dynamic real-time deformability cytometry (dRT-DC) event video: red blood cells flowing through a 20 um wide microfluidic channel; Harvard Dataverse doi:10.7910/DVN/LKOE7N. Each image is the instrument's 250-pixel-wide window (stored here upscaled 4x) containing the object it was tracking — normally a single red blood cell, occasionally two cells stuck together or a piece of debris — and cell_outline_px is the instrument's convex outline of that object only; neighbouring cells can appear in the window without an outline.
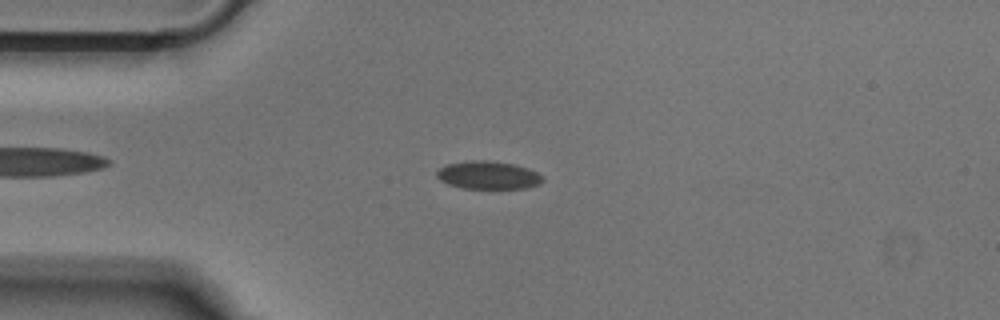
{"species": "Egyptian fruit bat (a non-hibernating species)", "species_latin": "Rousettus aegyptiacus", "temperature_condition": "cold", "stored_images_in_passage": 42, "camera_frame_rate_fps": 3000, "um_per_image_px": 0.085, "animal": {"sex": "male"}, "frame": {"image": 1, "passage_image": 3, "time_ms": 0.667, "image_size_px": [1000, 320], "cell_outline_px": [[544, 180], [540, 184], [524, 188], [464, 188], [448, 184], [440, 180], [436, 176], [436, 172], [444, 164], [472, 160], [488, 160], [512, 164], [528, 168], [544, 176]], "centroid_in_image_um": [41.49, 14.88], "position_along_channel_um": 43.5, "area_um2": 17.28}}
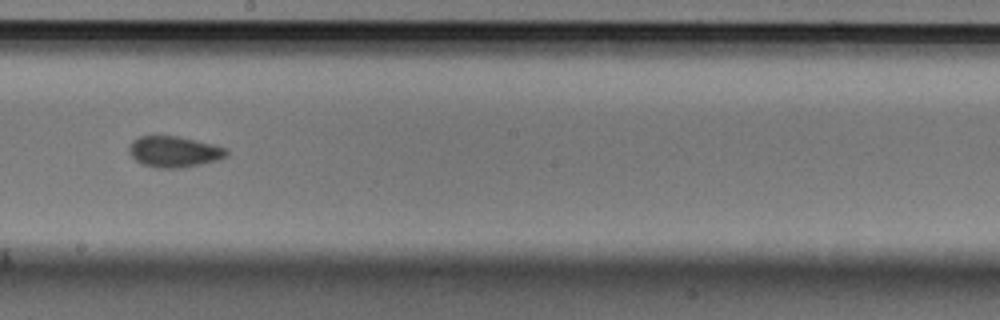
{"frame": {"image": 2, "passage_image": 19, "time_ms": 6.0, "image_size_px": [1000, 320], "cell_outline_px": [[228, 156], [220, 160], [180, 168], [156, 168], [140, 164], [128, 152], [128, 148], [132, 140], [140, 136], [180, 136], [228, 148]], "centroid_in_image_um": [14.81, 12.9], "position_along_channel_um": 233.4, "area_um2": 17.86}}
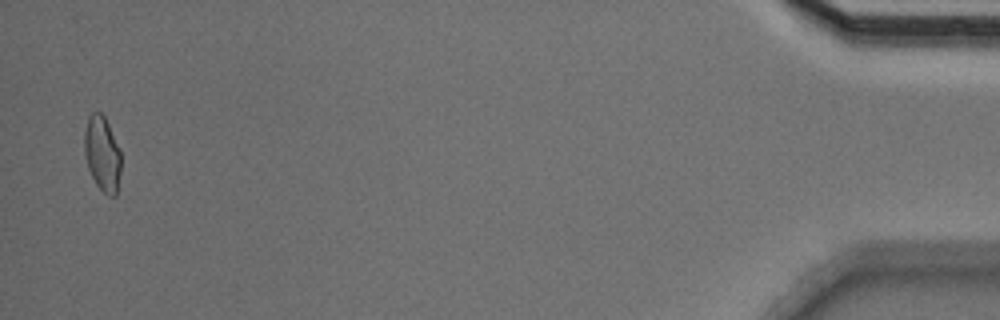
{"frame": {"image": 3, "passage_image": 41, "time_ms": 13.333, "image_size_px": [1000, 320], "cell_outline_px": [[120, 172], [116, 196], [108, 196], [96, 184], [88, 168], [84, 152], [84, 132], [88, 116], [92, 112], [100, 112], [104, 116], [120, 148]], "centroid_in_image_um": [8.68, 13.05], "position_along_channel_um": 426.5, "area_um2": 16.01}}